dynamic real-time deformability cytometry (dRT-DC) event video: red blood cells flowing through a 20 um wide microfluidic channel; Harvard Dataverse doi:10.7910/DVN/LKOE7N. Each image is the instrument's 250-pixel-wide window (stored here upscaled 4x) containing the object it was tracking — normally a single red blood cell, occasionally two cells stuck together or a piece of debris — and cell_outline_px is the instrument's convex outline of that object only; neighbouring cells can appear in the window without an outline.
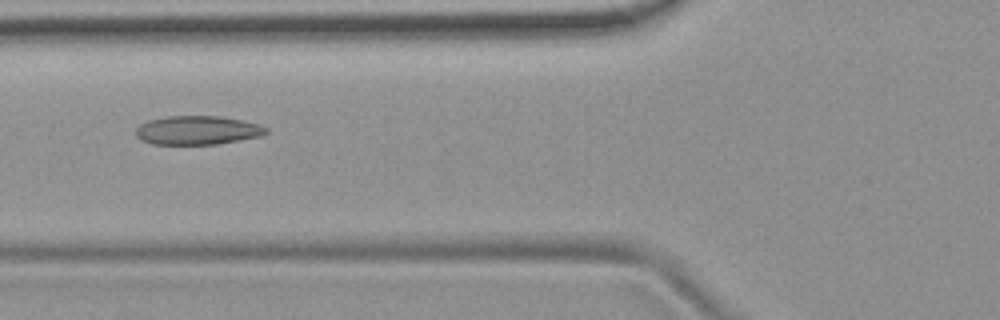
{"species": "common noctule bat (a hibernating species)", "species_latin": "Nyctalus noctula", "temperature_condition": "room temperature", "stored_images_in_passage": 53, "camera_frame_rate_fps": 3000, "um_per_image_px": 0.085, "animal": {"sex": "female", "body_mass_g": 19.9}, "frame": {"image": 1, "passage_image": 20, "time_ms": 6.333, "image_size_px": [1000, 320], "cell_outline_px": [[268, 132], [260, 136], [216, 144], [152, 144], [140, 140], [136, 136], [136, 128], [140, 124], [148, 120], [164, 116], [220, 116], [260, 124], [268, 128]], "centroid_in_image_um": [16.75, 11.07], "position_along_channel_um": 109.0, "area_um2": 21.91}}
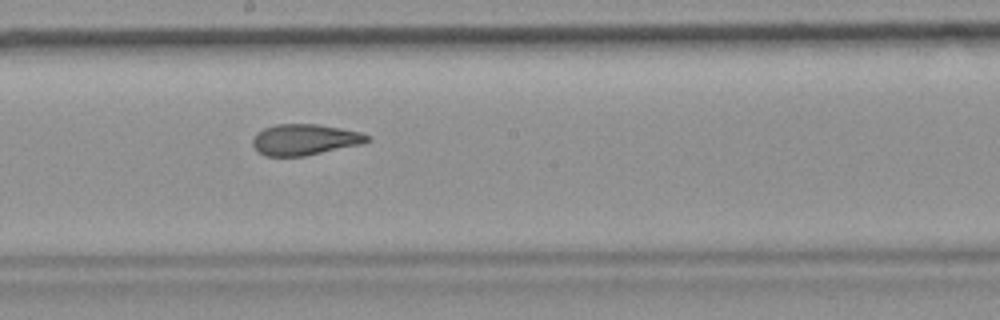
{"frame": {"image": 2, "passage_image": 29, "time_ms": 9.333, "image_size_px": [1000, 320], "cell_outline_px": [[372, 140], [364, 144], [304, 156], [264, 156], [252, 144], [252, 140], [256, 132], [264, 128], [276, 124], [320, 124], [360, 132], [372, 136]], "centroid_in_image_um": [25.95, 11.86], "position_along_channel_um": 222.3, "area_um2": 20.92}}
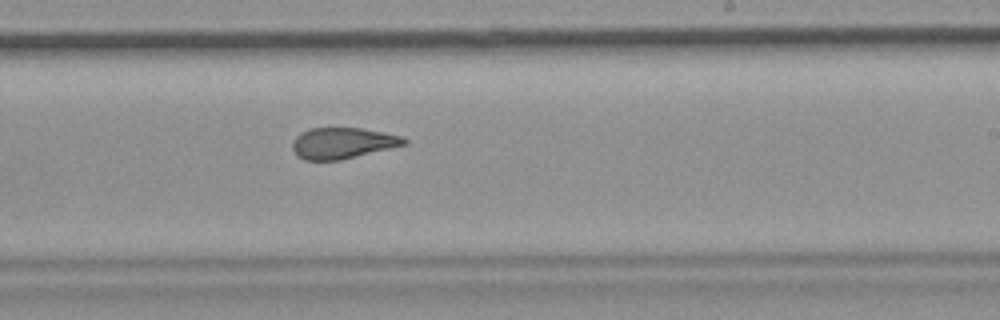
{"frame": {"image": 3, "passage_image": 32, "time_ms": 10.333, "image_size_px": [1000, 320], "cell_outline_px": [[408, 144], [340, 160], [304, 160], [296, 156], [292, 148], [292, 140], [300, 132], [308, 128], [360, 128], [384, 132], [400, 136], [408, 140]], "centroid_in_image_um": [29.08, 12.16], "position_along_channel_um": 259.9, "area_um2": 20.35}, "authors_computed_cell_mechanics": {"area_um2": 22.253, "velocity_mm_per_s": 3.7758, "shape_relaxation_time_tau1_ms": null, "shape_relaxation_time_tau2_ms": 1.8662, "deformation_change_tau1": null, "deformation_change_tau2": 0.0844}}